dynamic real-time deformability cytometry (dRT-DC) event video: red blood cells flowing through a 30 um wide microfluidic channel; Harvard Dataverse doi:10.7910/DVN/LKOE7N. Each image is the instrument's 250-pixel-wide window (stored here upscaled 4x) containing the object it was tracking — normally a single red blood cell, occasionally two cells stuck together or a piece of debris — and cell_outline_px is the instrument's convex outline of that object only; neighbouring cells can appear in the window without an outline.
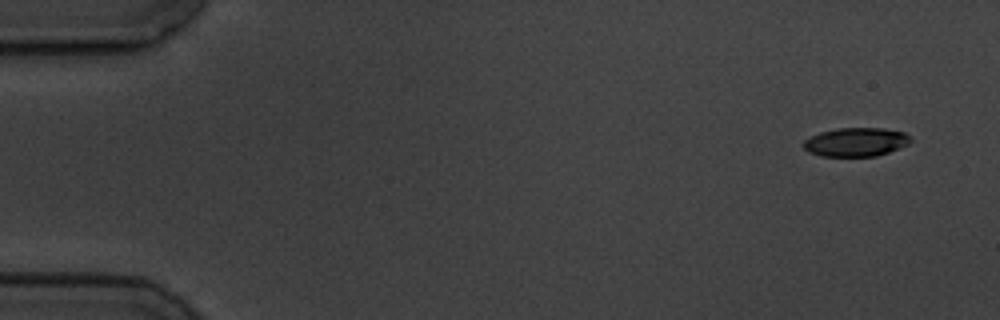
{"species": "common noctule bat (a hibernating species)", "species_latin": "Nyctalus noctula", "temperature_condition": "cold", "stored_images_in_passage": 5, "camera_frame_rate_fps": 3000, "um_per_image_px": 0.085, "animal": {"sex": "male", "body_mass_g": 19.5, "forearm_length_mm": 54.6}, "frame": {"image": 1, "passage_image": 1, "time_ms": 0.0, "image_size_px": [1000, 320], "cell_outline_px": [[912, 140], [908, 144], [900, 148], [876, 156], [820, 156], [808, 152], [804, 148], [804, 140], [808, 136], [820, 132], [836, 128], [884, 128], [904, 132]], "centroid_in_image_um": [72.73, 12.07], "position_along_channel_um": 12.3, "area_um2": 18.03}}
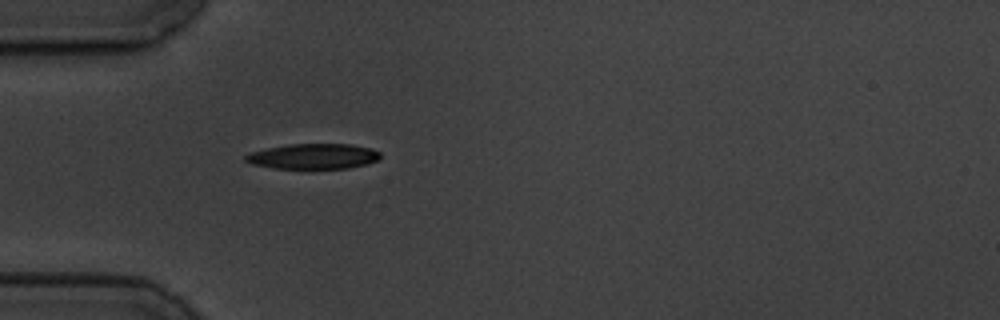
{"frame": {"image": 2, "passage_image": 5, "time_ms": 4.667, "image_size_px": [1000, 320], "cell_outline_px": [[380, 156], [376, 160], [368, 164], [348, 168], [312, 172], [276, 168], [252, 164], [244, 160], [244, 156], [248, 152], [288, 144], [352, 144], [372, 148], [380, 152]], "centroid_in_image_um": [26.63, 13.33], "position_along_channel_um": 58.4, "area_um2": 20.92}}